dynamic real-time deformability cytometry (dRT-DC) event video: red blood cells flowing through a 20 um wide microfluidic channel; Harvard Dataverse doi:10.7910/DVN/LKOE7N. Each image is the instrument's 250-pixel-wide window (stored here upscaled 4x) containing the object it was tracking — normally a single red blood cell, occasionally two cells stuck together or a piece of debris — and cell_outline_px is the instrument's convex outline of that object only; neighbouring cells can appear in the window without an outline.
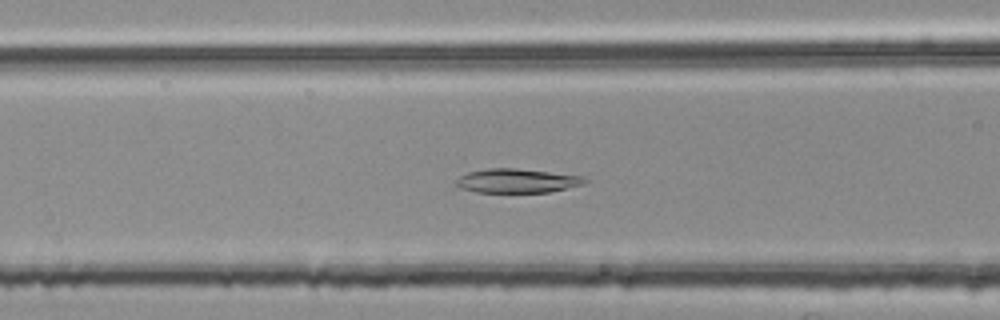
{"species": "common noctule bat (a hibernating species)", "species_latin": "Nyctalus noctula", "temperature_condition": "room temperature", "stored_images_in_passage": 43, "camera_frame_rate_fps": 3000, "um_per_image_px": 0.085, "animal": {"sex": "female", "body_mass_g": 25.1}, "frame": {"image": 1, "passage_image": 12, "time_ms": 3.667, "image_size_px": [1000, 320], "cell_outline_px": [[588, 180], [584, 184], [548, 192], [476, 192], [460, 188], [452, 184], [460, 176], [468, 172], [488, 168], [516, 168], [580, 176]], "centroid_in_image_um": [43.87, 15.37], "position_along_channel_um": 122.7, "area_um2": 17.92}}
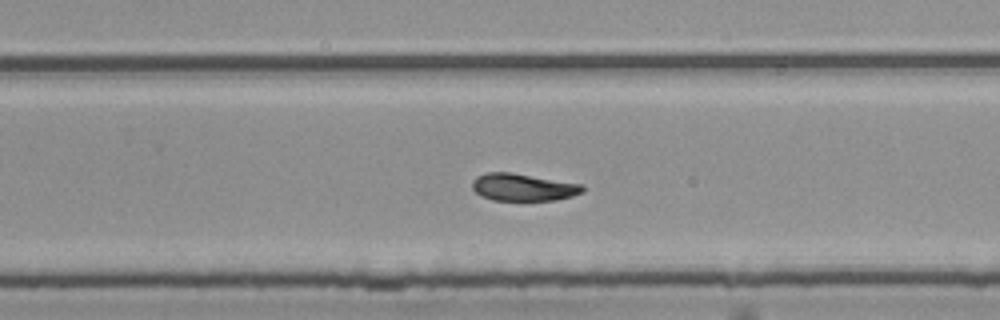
{"frame": {"image": 2, "passage_image": 25, "time_ms": 8.0, "image_size_px": [1000, 320], "cell_outline_px": [[584, 192], [572, 196], [556, 200], [492, 200], [480, 196], [472, 188], [472, 180], [476, 176], [488, 172], [512, 172], [580, 184], [584, 188]], "centroid_in_image_um": [44.43, 15.91], "position_along_channel_um": 285.4, "area_um2": 17.57}}
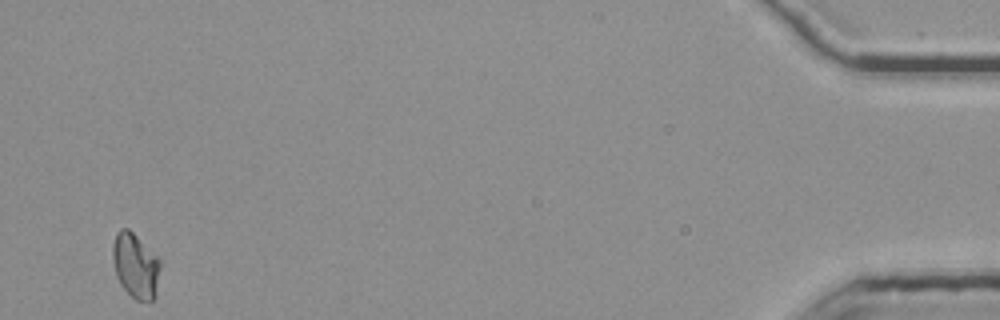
{"frame": {"image": 3, "passage_image": 43, "time_ms": 14.0, "image_size_px": [1000, 320], "cell_outline_px": [[160, 268], [156, 296], [152, 300], [136, 300], [120, 284], [116, 276], [112, 260], [112, 244], [116, 232], [120, 228], [128, 228], [160, 260]], "centroid_in_image_um": [11.49, 22.57], "position_along_channel_um": 423.7, "area_um2": 17.92}}